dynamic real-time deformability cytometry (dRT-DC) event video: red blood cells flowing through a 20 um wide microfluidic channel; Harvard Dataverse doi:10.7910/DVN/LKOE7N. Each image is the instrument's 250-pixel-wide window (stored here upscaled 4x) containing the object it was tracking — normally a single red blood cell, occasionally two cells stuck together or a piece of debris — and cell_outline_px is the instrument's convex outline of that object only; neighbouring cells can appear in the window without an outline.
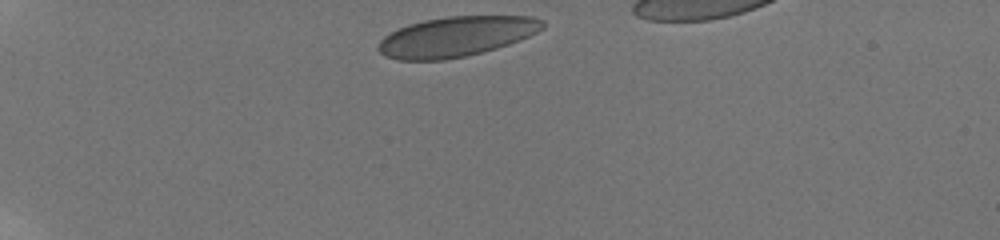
{"species": "human", "species_latin": "Homo sapiens", "temperature_condition": "room temperature", "stored_images_in_passage": 8, "camera_frame_rate_fps": 3000, "um_per_image_px": 0.085, "donor": {"sex": "male"}, "frame": {"image": 1, "passage_image": 1, "time_ms": 0.0, "image_size_px": [1000, 240], "cell_outline_px": [[544, 28], [520, 40], [496, 48], [464, 56], [444, 60], [396, 60], [384, 56], [376, 48], [380, 40], [384, 36], [408, 24], [424, 20], [448, 16], [532, 16], [544, 20]], "centroid_in_image_um": [38.76, 3.11], "position_along_channel_um": 46.2, "area_um2": 38.26}}
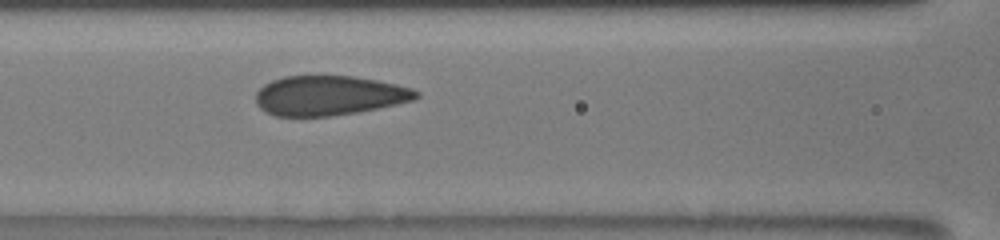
{"frame": {"image": 2, "passage_image": 8, "time_ms": 4.0, "image_size_px": [1000, 240], "cell_outline_px": [[420, 96], [412, 100], [396, 104], [356, 112], [328, 116], [276, 116], [260, 108], [256, 104], [256, 92], [264, 84], [272, 80], [284, 76], [352, 76], [376, 80], [396, 84], [412, 88], [420, 92]], "centroid_in_image_um": [27.96, 8.11], "position_along_channel_um": 138.6, "area_um2": 36.88}}